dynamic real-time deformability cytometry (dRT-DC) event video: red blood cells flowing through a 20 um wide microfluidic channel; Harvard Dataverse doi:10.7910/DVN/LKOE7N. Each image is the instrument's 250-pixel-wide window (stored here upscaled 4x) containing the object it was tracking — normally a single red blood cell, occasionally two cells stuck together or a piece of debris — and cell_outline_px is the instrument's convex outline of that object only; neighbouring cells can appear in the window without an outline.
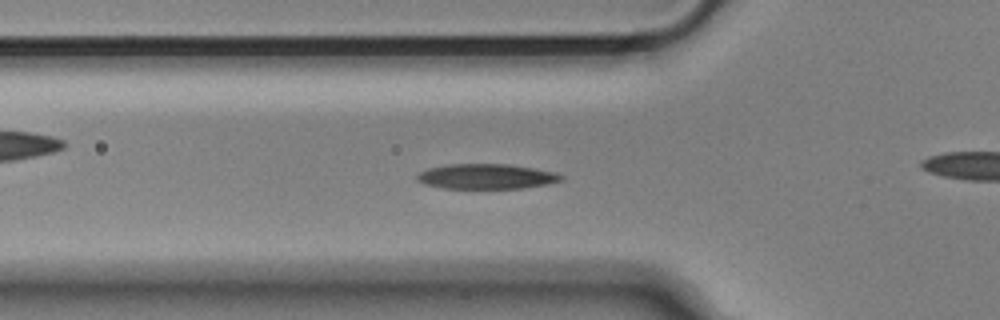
{"species": "Egyptian fruit bat (a non-hibernating species)", "species_latin": "Rousettus aegyptiacus", "temperature_condition": "cold", "stored_images_in_passage": 41, "camera_frame_rate_fps": 3000, "um_per_image_px": 0.085, "animal": {"sex": "male"}, "frame": {"image": 1, "passage_image": 4, "time_ms": 1.0, "image_size_px": [1000, 320], "cell_outline_px": [[564, 180], [548, 184], [524, 188], [444, 188], [424, 184], [416, 180], [416, 176], [420, 172], [428, 168], [448, 164], [508, 164], [532, 168], [552, 172], [564, 176]], "centroid_in_image_um": [41.33, 15.0], "position_along_channel_um": 84.5, "area_um2": 20.98}}
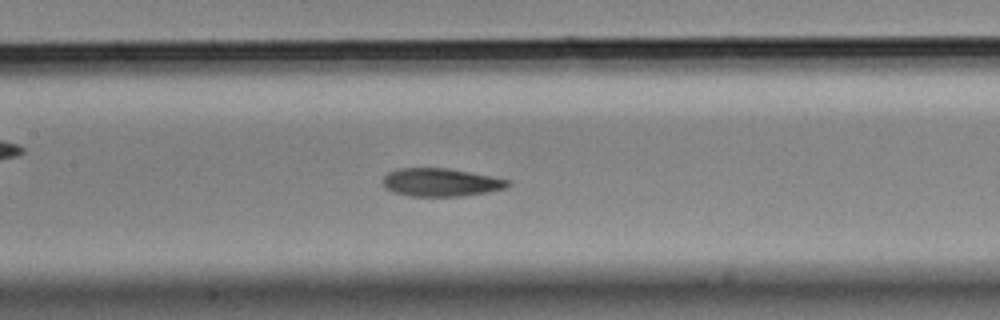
{"frame": {"image": 2, "passage_image": 11, "time_ms": 3.333, "image_size_px": [1000, 320], "cell_outline_px": [[512, 184], [508, 188], [488, 192], [460, 196], [408, 196], [392, 192], [384, 188], [380, 180], [388, 172], [396, 168], [448, 168], [512, 180]], "centroid_in_image_um": [37.45, 15.5], "position_along_channel_um": 169.9, "area_um2": 20.87}}
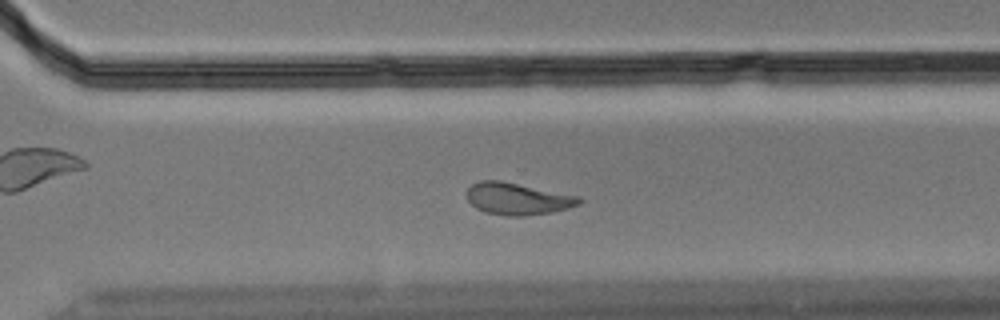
{"frame": {"image": 3, "passage_image": 24, "time_ms": 7.667, "image_size_px": [1000, 320], "cell_outline_px": [[584, 200], [580, 204], [568, 208], [552, 212], [524, 216], [508, 216], [484, 212], [476, 208], [464, 196], [464, 192], [472, 184], [480, 180], [500, 180], [580, 196]], "centroid_in_image_um": [43.97, 16.89], "position_along_channel_um": 326.6, "area_um2": 21.21}, "authors_computed_cell_mechanics": {"area_um2": 21.5594, "velocity_mm_per_s": 3.6278, "shape_relaxation_time_tau1_ms": 4.3416, "shape_relaxation_time_tau2_ms": 7.0202, "deformation_change_tau1": 0.1683, "deformation_change_tau2": 0.0976}}